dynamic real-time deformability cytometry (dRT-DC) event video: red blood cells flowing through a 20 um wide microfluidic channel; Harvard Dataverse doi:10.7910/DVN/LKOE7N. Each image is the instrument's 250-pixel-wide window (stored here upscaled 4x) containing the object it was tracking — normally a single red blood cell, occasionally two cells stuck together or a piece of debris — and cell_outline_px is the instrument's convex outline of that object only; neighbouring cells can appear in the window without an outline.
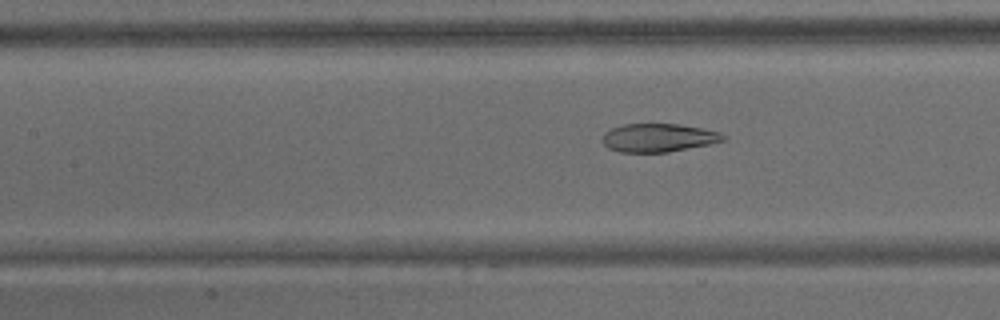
{"species": "common noctule bat (a hibernating species)", "species_latin": "Nyctalus noctula", "temperature_condition": "warm", "stored_images_in_passage": 43, "camera_frame_rate_fps": 3000, "um_per_image_px": 0.085, "animal": {"sex": "male", "body_mass_g": 15.6}, "frame": {"image": 1, "passage_image": 21, "time_ms": 6.667, "image_size_px": [1000, 320], "cell_outline_px": [[728, 136], [724, 140], [708, 144], [668, 152], [620, 152], [608, 148], [600, 140], [604, 132], [612, 128], [624, 124], [680, 124], [700, 128], [716, 132]], "centroid_in_image_um": [55.9, 11.71], "position_along_channel_um": 151.5, "area_um2": 19.83}}
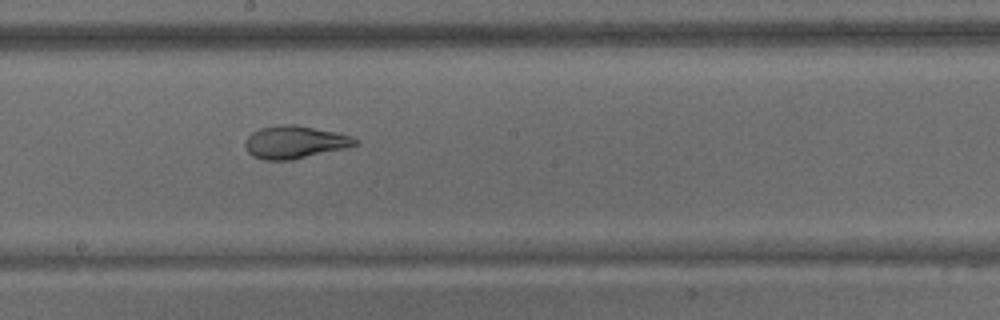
{"frame": {"image": 2, "passage_image": 28, "time_ms": 9.0, "image_size_px": [1000, 320], "cell_outline_px": [[360, 144], [344, 148], [292, 160], [264, 160], [252, 156], [248, 152], [244, 144], [244, 140], [252, 132], [260, 128], [280, 124], [296, 124], [336, 132], [352, 136], [360, 140]], "centroid_in_image_um": [25.05, 12.07], "position_along_channel_um": 223.1, "area_um2": 21.15}}
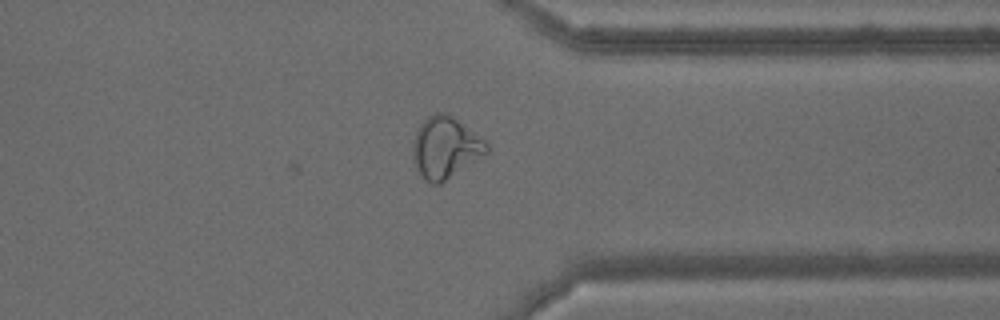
{"frame": {"image": 3, "passage_image": 43, "time_ms": 14.0, "image_size_px": [1000, 320], "cell_outline_px": [[488, 152], [440, 184], [432, 184], [420, 172], [412, 160], [412, 148], [416, 128], [428, 116], [436, 112], [448, 112], [484, 140], [488, 144]], "centroid_in_image_um": [37.83, 12.51], "position_along_channel_um": 373.6, "area_um2": 26.18}, "authors_computed_cell_mechanics": {"area_um2": 21.5594, "velocity_mm_per_s": 3.0808, "shape_relaxation_time_tau1_ms": null, "shape_relaxation_time_tau2_ms": 1.6181, "deformation_change_tau1": null, "deformation_change_tau2": 0.054}}